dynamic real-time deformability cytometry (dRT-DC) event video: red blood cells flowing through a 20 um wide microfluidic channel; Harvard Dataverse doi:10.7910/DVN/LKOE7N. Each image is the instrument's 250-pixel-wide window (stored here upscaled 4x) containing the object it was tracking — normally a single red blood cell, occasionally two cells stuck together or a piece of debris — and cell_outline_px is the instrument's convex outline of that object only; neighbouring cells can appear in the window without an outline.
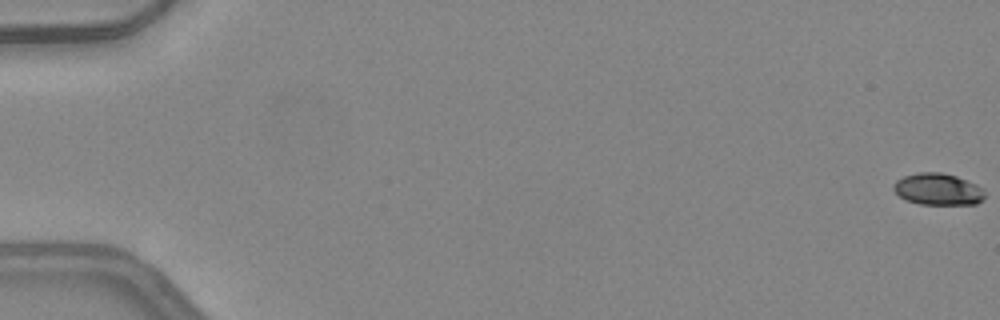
{"species": "common noctule bat (a hibernating species)", "species_latin": "Nyctalus noctula", "temperature_condition": "warm", "stored_images_in_passage": 51, "camera_frame_rate_fps": 3000, "um_per_image_px": 0.085, "animal": {"sex": "female", "body_mass_g": 24.6, "forearm_length_mm": 56.2}, "frame": {"image": 1, "passage_image": 1, "time_ms": 0.0, "image_size_px": [1000, 320], "cell_outline_px": [[984, 200], [976, 204], [920, 204], [908, 200], [900, 196], [892, 188], [892, 184], [896, 180], [904, 176], [920, 172], [940, 172], [956, 176], [976, 184], [984, 188]], "centroid_in_image_um": [79.74, 16.08], "position_along_channel_um": 5.3, "area_um2": 16.88}}
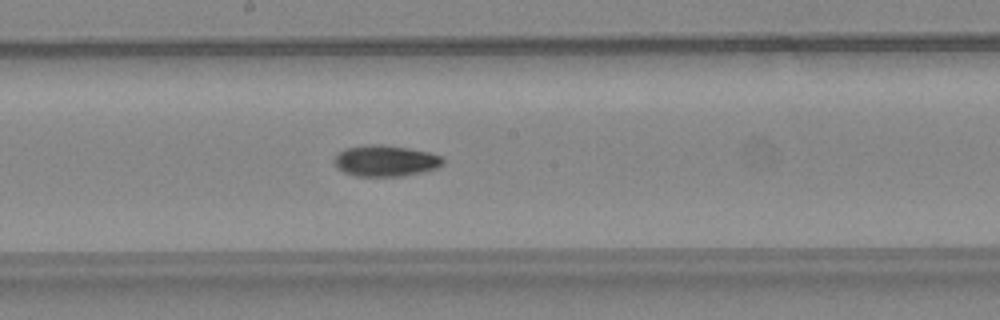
{"frame": {"image": 2, "passage_image": 29, "time_ms": 9.333, "image_size_px": [1000, 320], "cell_outline_px": [[444, 164], [436, 168], [404, 176], [356, 176], [344, 172], [336, 168], [332, 160], [336, 152], [344, 148], [368, 144], [380, 144], [408, 148], [428, 152], [440, 156], [444, 160]], "centroid_in_image_um": [32.69, 13.66], "position_along_channel_um": 215.5, "area_um2": 19.94}}
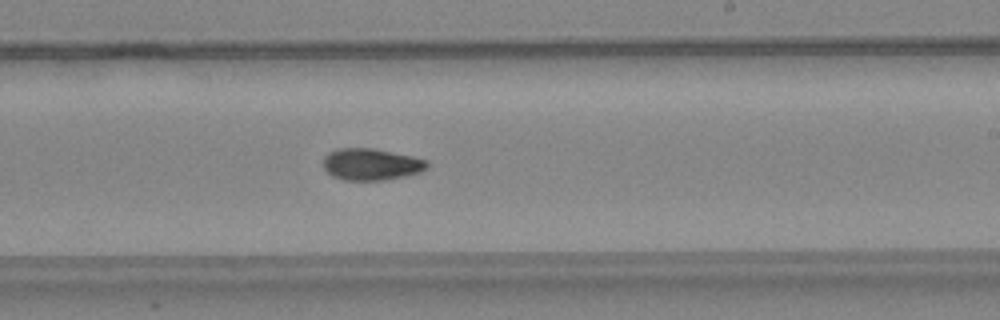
{"frame": {"image": 3, "passage_image": 32, "time_ms": 10.333, "image_size_px": [1000, 320], "cell_outline_px": [[428, 168], [420, 172], [404, 176], [384, 180], [344, 180], [332, 176], [324, 168], [324, 156], [328, 152], [336, 148], [372, 148], [412, 156], [428, 160]], "centroid_in_image_um": [31.55, 13.96], "position_along_channel_um": 257.5, "area_um2": 19.25}, "authors_computed_cell_mechanics": {"area_um2": 18.6694, "velocity_mm_per_s": 4.2375, "shape_relaxation_time_tau1_ms": 8.1815, "shape_relaxation_time_tau2_ms": 5.858, "deformation_change_tau1": 0.1986, "deformation_change_tau2": 0.102}}